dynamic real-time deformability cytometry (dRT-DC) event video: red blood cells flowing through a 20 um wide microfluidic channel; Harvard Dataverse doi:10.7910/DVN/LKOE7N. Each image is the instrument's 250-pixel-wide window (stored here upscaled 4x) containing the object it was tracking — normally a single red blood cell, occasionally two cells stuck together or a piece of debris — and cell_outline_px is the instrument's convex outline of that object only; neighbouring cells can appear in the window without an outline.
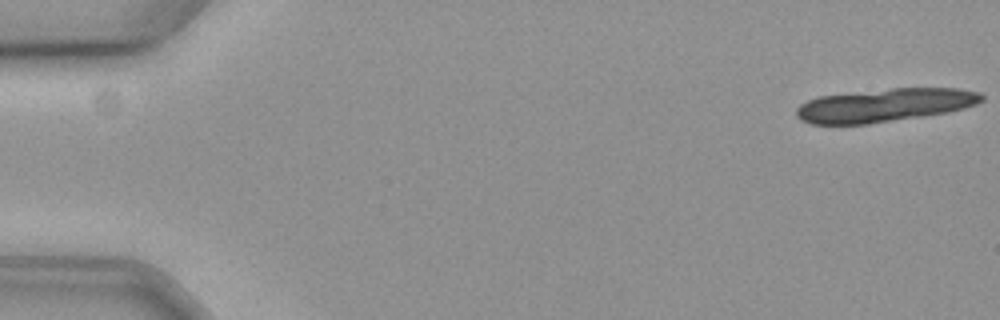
{"species": "common noctule bat (a hibernating species)", "species_latin": "Nyctalus noctula", "temperature_condition": "cold", "stored_images_in_passage": 22, "camera_frame_rate_fps": 3000, "um_per_image_px": 0.085, "animal": {"sex": "female", "body_mass_g": 19.3, "forearm_length_mm": 54.1}, "frame": {"image": 1, "passage_image": 1, "time_ms": 0.0, "image_size_px": [1000, 320], "cell_outline_px": [[984, 100], [976, 104], [964, 108], [948, 112], [924, 116], [868, 124], [812, 124], [800, 120], [796, 116], [796, 108], [800, 104], [808, 100], [820, 96], [892, 88], [956, 88], [980, 92], [984, 96]], "centroid_in_image_um": [75.21, 8.94], "position_along_channel_um": 9.8, "area_um2": 35.95}}